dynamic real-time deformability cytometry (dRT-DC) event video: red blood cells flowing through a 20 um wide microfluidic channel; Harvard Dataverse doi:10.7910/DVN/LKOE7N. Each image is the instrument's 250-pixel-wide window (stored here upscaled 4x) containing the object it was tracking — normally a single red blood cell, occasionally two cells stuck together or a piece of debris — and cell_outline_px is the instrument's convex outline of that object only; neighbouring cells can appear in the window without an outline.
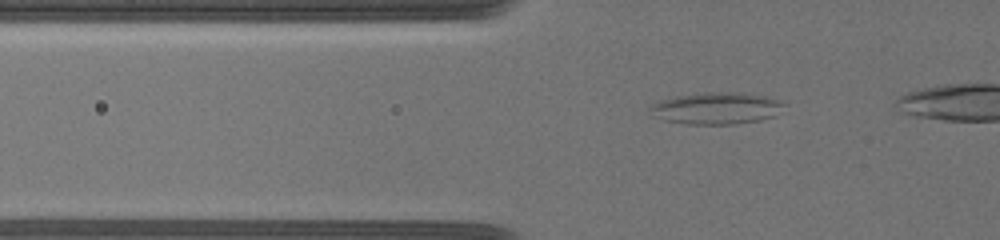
{"species": "common noctule bat (a hibernating species)", "species_latin": "Nyctalus noctula", "temperature_condition": "warm", "stored_images_in_passage": 10, "camera_frame_rate_fps": 3000, "um_per_image_px": 0.085, "animal": {"sex": "female", "body_mass_g": 19.5, "forearm_length_mm": 54.1}, "frame": {"image": 1, "passage_image": 2, "time_ms": 0.333, "image_size_px": [1000, 240], "cell_outline_px": [[784, 104], [776, 116], [760, 120], [732, 124], [684, 124], [664, 120], [648, 108], [652, 104], [676, 96], [756, 96], [772, 100]], "centroid_in_image_um": [60.84, 9.3], "position_along_channel_um": 65.0, "area_um2": 22.43}}